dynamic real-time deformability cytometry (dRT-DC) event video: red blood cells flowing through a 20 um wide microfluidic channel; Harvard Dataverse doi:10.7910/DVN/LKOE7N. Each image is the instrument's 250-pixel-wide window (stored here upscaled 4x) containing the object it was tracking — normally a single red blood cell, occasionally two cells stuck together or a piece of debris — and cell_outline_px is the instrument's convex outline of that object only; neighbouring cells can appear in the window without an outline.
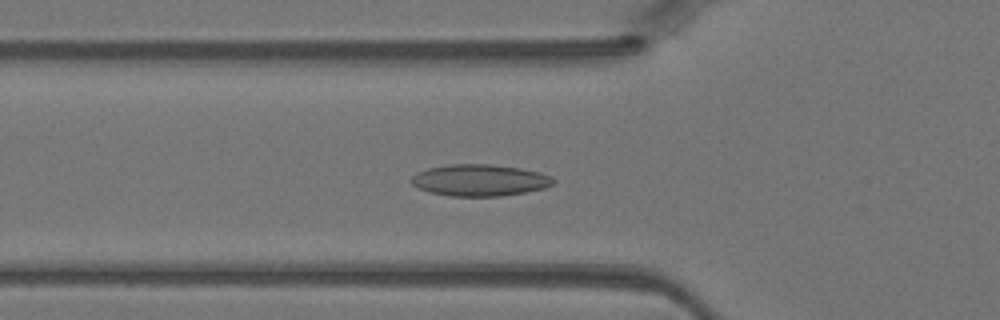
{"species": "Egyptian fruit bat (a non-hibernating species)", "species_latin": "Rousettus aegyptiacus", "temperature_condition": "warm", "stored_images_in_passage": 44, "camera_frame_rate_fps": 3000, "um_per_image_px": 0.085, "animal": {"sex": "female"}, "frame": {"image": 1, "passage_image": 14, "time_ms": 4.333, "image_size_px": [1000, 320], "cell_outline_px": [[556, 180], [552, 184], [544, 188], [524, 192], [500, 196], [452, 196], [428, 192], [412, 184], [408, 180], [416, 172], [428, 168], [452, 164], [488, 164], [520, 168], [540, 172], [552, 176]], "centroid_in_image_um": [40.76, 15.31], "position_along_channel_um": 85.0, "area_um2": 26.18}}
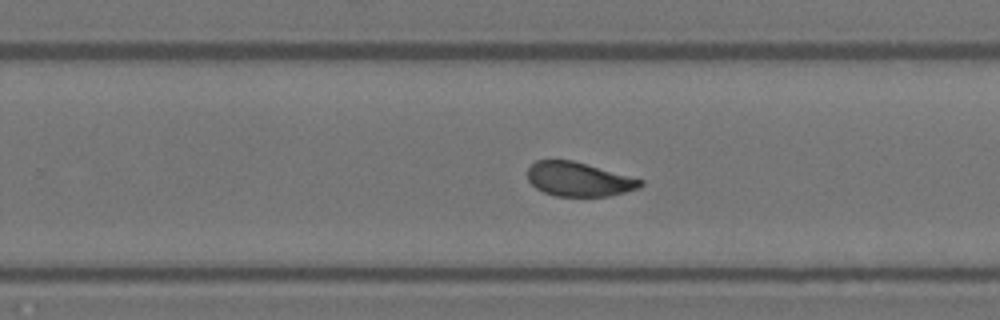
{"frame": {"image": 2, "passage_image": 27, "time_ms": 8.667, "image_size_px": [1000, 320], "cell_outline_px": [[644, 184], [640, 188], [608, 196], [556, 196], [544, 192], [536, 188], [528, 180], [528, 168], [536, 160], [572, 160], [644, 180]], "centroid_in_image_um": [49.2, 15.24], "position_along_channel_um": 280.6, "area_um2": 22.31}}
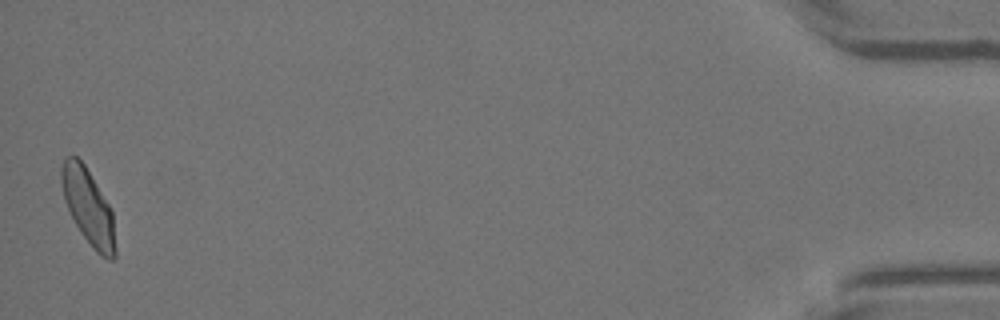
{"frame": {"image": 3, "passage_image": 43, "time_ms": 14.0, "image_size_px": [1000, 320], "cell_outline_px": [[116, 256], [112, 260], [108, 260], [100, 256], [92, 248], [80, 232], [64, 200], [60, 180], [60, 168], [64, 160], [68, 156], [76, 156], [84, 164], [108, 204], [112, 212], [116, 248]], "centroid_in_image_um": [7.5, 17.62], "position_along_channel_um": 427.7, "area_um2": 23.58}}